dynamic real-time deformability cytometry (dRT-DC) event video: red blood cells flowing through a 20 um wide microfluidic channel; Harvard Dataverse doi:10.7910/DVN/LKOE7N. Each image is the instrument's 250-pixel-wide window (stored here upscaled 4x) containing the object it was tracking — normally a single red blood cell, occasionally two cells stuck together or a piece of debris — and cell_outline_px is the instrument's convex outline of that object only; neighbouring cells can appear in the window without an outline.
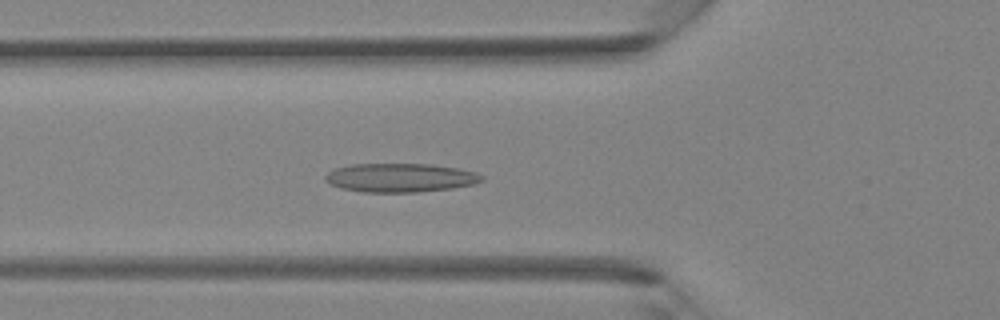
{"species": "Egyptian fruit bat (a non-hibernating species)", "species_latin": "Rousettus aegyptiacus", "temperature_condition": "room temperature", "stored_images_in_passage": 42, "camera_frame_rate_fps": 3000, "um_per_image_px": 0.085, "animal": {"sex": "female"}, "frame": {"image": 1, "passage_image": 15, "time_ms": 4.667, "image_size_px": [1000, 320], "cell_outline_px": [[484, 180], [472, 184], [452, 188], [416, 192], [364, 192], [340, 188], [328, 184], [324, 180], [324, 176], [328, 172], [336, 168], [352, 164], [428, 164], [456, 168], [476, 172], [484, 176]], "centroid_in_image_um": [33.99, 15.11], "position_along_channel_um": 91.8, "area_um2": 26.24}}
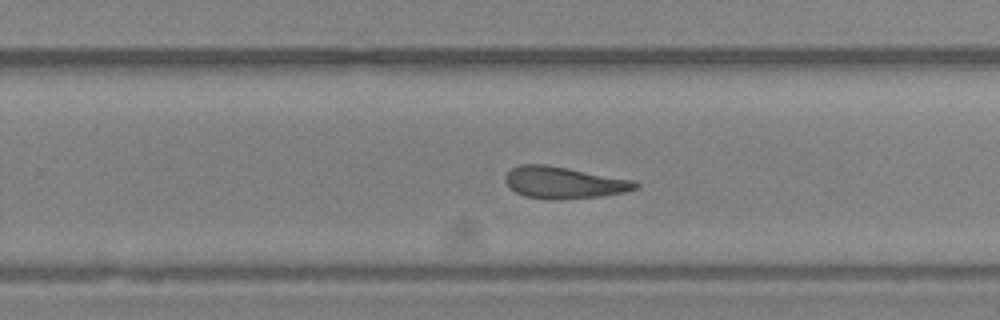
{"frame": {"image": 2, "passage_image": 27, "time_ms": 8.667, "image_size_px": [1000, 320], "cell_outline_px": [[640, 184], [636, 188], [624, 192], [600, 196], [556, 200], [548, 200], [524, 196], [516, 192], [504, 180], [504, 176], [512, 168], [520, 164], [544, 164], [568, 168], [636, 180]], "centroid_in_image_um": [47.93, 15.52], "position_along_channel_um": 281.9, "area_um2": 24.16}}
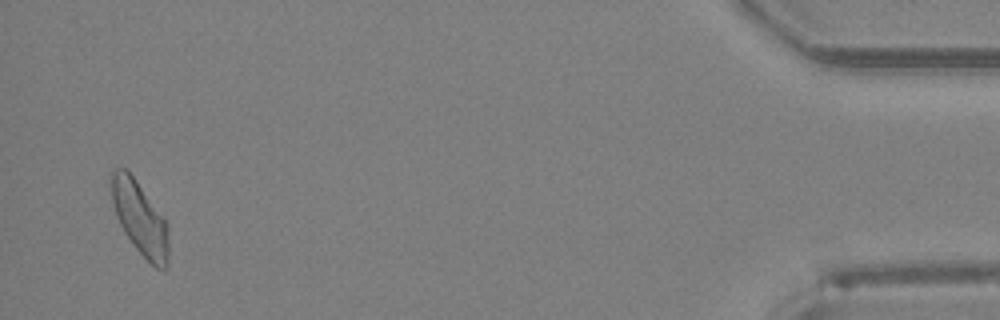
{"frame": {"image": 3, "passage_image": 41, "time_ms": 13.333, "image_size_px": [1000, 320], "cell_outline_px": [[168, 268], [156, 268], [136, 248], [124, 232], [120, 224], [112, 200], [112, 168], [124, 168], [136, 180], [164, 216], [168, 224]], "centroid_in_image_um": [11.93, 18.56], "position_along_channel_um": 423.3, "area_um2": 24.1}}